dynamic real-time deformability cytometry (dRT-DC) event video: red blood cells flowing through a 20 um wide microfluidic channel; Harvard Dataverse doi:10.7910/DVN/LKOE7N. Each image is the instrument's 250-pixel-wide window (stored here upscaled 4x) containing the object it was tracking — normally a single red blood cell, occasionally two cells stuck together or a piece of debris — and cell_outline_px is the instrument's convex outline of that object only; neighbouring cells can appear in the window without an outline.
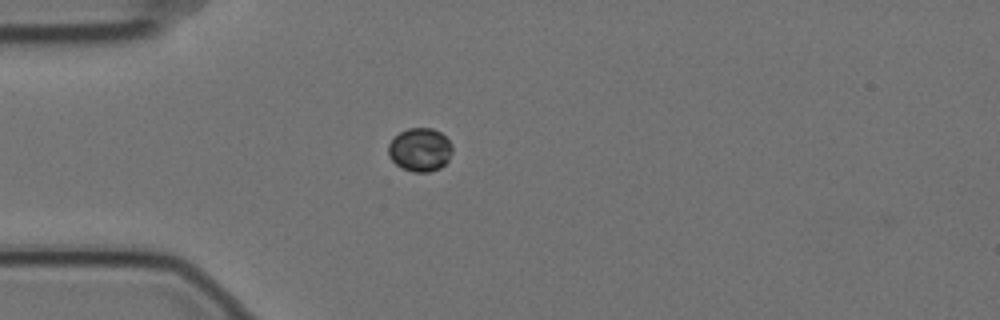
{"species": "Egyptian fruit bat (a non-hibernating species)", "species_latin": "Rousettus aegyptiacus", "temperature_condition": "cold", "stored_images_in_passage": 1, "camera_frame_rate_fps": 3000, "um_per_image_px": 0.085, "animal": {"sex": "female"}, "frame": {"image": 1, "passage_image": 1, "time_ms": 0.0, "image_size_px": [1000, 320], "cell_outline_px": [[452, 152], [448, 160], [440, 168], [428, 172], [412, 172], [400, 168], [388, 156], [388, 144], [400, 132], [408, 128], [432, 128], [440, 132], [452, 144]], "centroid_in_image_um": [35.69, 12.74], "position_along_channel_um": 49.3, "area_um2": 16.24}}